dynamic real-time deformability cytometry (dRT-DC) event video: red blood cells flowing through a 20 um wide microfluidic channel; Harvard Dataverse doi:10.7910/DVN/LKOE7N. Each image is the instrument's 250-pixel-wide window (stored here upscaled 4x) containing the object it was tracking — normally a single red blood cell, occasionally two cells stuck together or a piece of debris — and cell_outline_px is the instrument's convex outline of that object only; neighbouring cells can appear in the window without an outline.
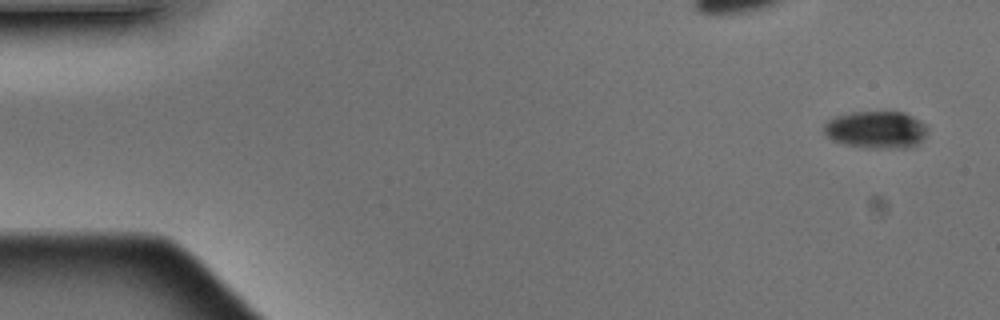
{"species": "Egyptian fruit bat (a non-hibernating species)", "species_latin": "Rousettus aegyptiacus", "temperature_condition": "warm", "stored_images_in_passage": 5, "camera_frame_rate_fps": 3000, "um_per_image_px": 0.085, "animal": {"sex": "male"}, "frame": {"image": 1, "passage_image": 4, "time_ms": 1.0, "image_size_px": [1000, 320], "cell_outline_px": [[928, 132], [916, 144], [904, 148], [864, 148], [844, 144], [832, 140], [824, 136], [824, 124], [832, 116], [852, 112], [904, 112], [920, 120], [928, 128]], "centroid_in_image_um": [74.42, 11.02], "position_along_channel_um": 10.6, "area_um2": 22.72}}